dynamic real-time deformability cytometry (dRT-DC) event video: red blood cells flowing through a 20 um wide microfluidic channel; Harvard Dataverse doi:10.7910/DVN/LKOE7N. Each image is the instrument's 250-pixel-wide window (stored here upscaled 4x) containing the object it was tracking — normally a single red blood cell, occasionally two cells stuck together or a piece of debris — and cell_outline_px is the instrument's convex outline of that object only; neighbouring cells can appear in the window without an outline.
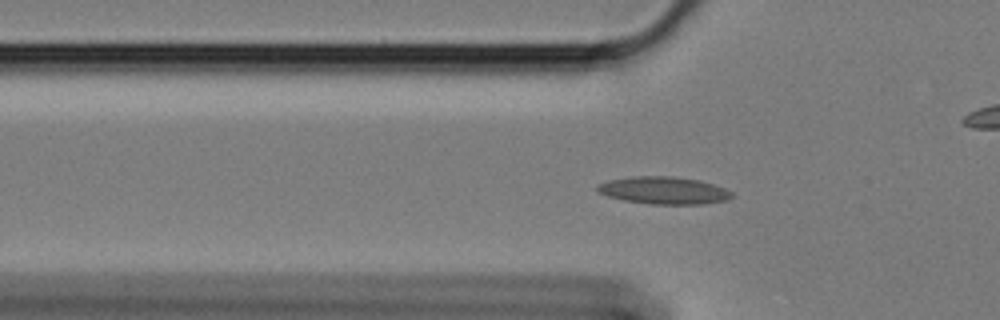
{"species": "Egyptian fruit bat (a non-hibernating species)", "species_latin": "Rousettus aegyptiacus", "temperature_condition": "cold", "stored_images_in_passage": 52, "camera_frame_rate_fps": 3000, "um_per_image_px": 0.085, "animal": {"sex": "female"}, "frame": {"image": 1, "passage_image": 20, "time_ms": 6.333, "image_size_px": [1000, 320], "cell_outline_px": [[732, 196], [728, 200], [704, 204], [648, 204], [624, 200], [608, 196], [600, 192], [596, 188], [596, 184], [608, 180], [632, 176], [672, 176], [700, 180], [724, 188], [732, 192]], "centroid_in_image_um": [56.41, 16.18], "position_along_channel_um": 69.4, "area_um2": 21.5}}
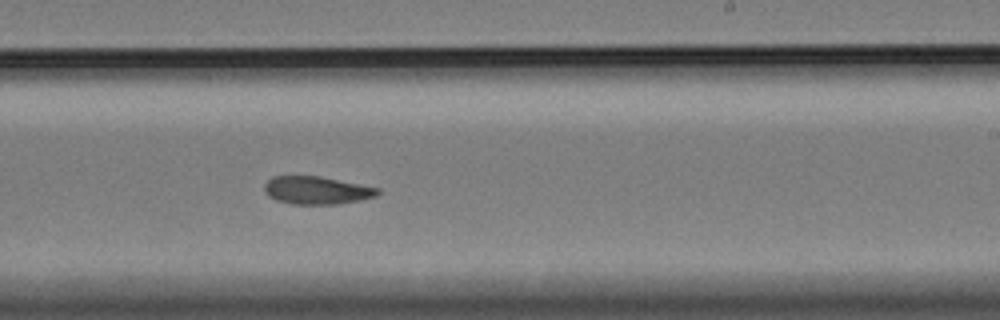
{"frame": {"image": 2, "passage_image": 37, "time_ms": 12.0, "image_size_px": [1000, 320], "cell_outline_px": [[380, 192], [376, 196], [360, 200], [336, 204], [292, 204], [276, 200], [268, 196], [264, 192], [264, 184], [272, 176], [320, 176], [380, 188]], "centroid_in_image_um": [26.9, 16.17], "position_along_channel_um": 262.1, "area_um2": 18.44}}
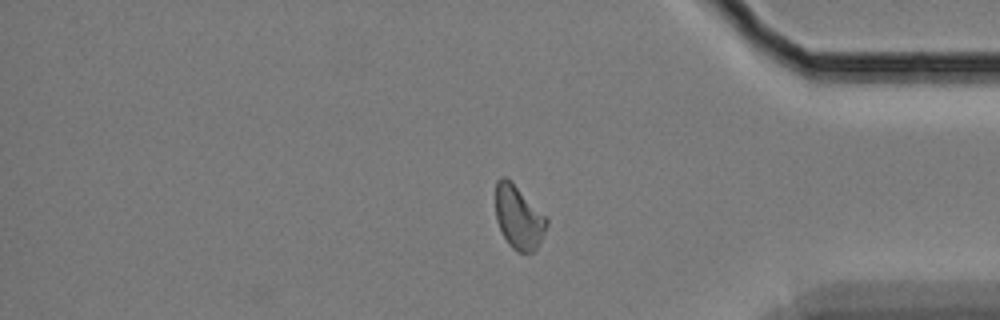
{"frame": {"image": 3, "passage_image": 50, "time_ms": 16.333, "image_size_px": [1000, 320], "cell_outline_px": [[548, 224], [536, 248], [532, 252], [516, 252], [508, 244], [496, 220], [496, 180], [500, 176], [504, 176], [548, 216]], "centroid_in_image_um": [44.09, 18.47], "position_along_channel_um": 391.1, "area_um2": 18.73}, "authors_computed_cell_mechanics": {"area_um2": 19.2185, "velocity_mm_per_s": 3.4049, "shape_relaxation_time_tau1_ms": null, "shape_relaxation_time_tau2_ms": 4.8482, "deformation_change_tau1": null, "deformation_change_tau2": 0.0978}}